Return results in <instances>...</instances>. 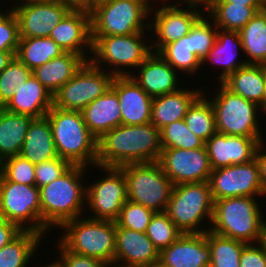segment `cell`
Masks as SVG:
<instances>
[{
	"label": "cell",
	"mask_w": 266,
	"mask_h": 267,
	"mask_svg": "<svg viewBox=\"0 0 266 267\" xmlns=\"http://www.w3.org/2000/svg\"><path fill=\"white\" fill-rule=\"evenodd\" d=\"M160 130L152 123L119 125L97 143L96 165L121 167L131 163L158 161L161 155Z\"/></svg>",
	"instance_id": "obj_1"
},
{
	"label": "cell",
	"mask_w": 266,
	"mask_h": 267,
	"mask_svg": "<svg viewBox=\"0 0 266 267\" xmlns=\"http://www.w3.org/2000/svg\"><path fill=\"white\" fill-rule=\"evenodd\" d=\"M86 170V166L72 165L56 180L39 188L41 220L49 230L85 215L87 185L82 178Z\"/></svg>",
	"instance_id": "obj_2"
},
{
	"label": "cell",
	"mask_w": 266,
	"mask_h": 267,
	"mask_svg": "<svg viewBox=\"0 0 266 267\" xmlns=\"http://www.w3.org/2000/svg\"><path fill=\"white\" fill-rule=\"evenodd\" d=\"M257 197H230L214 201L210 231L246 244L259 243L266 219Z\"/></svg>",
	"instance_id": "obj_3"
},
{
	"label": "cell",
	"mask_w": 266,
	"mask_h": 267,
	"mask_svg": "<svg viewBox=\"0 0 266 267\" xmlns=\"http://www.w3.org/2000/svg\"><path fill=\"white\" fill-rule=\"evenodd\" d=\"M46 117L58 157L68 160L72 165H96L98 140L87 128L82 112L52 106Z\"/></svg>",
	"instance_id": "obj_4"
},
{
	"label": "cell",
	"mask_w": 266,
	"mask_h": 267,
	"mask_svg": "<svg viewBox=\"0 0 266 267\" xmlns=\"http://www.w3.org/2000/svg\"><path fill=\"white\" fill-rule=\"evenodd\" d=\"M59 229L64 232L58 242L66 250L114 266L116 222L84 215L65 222Z\"/></svg>",
	"instance_id": "obj_5"
},
{
	"label": "cell",
	"mask_w": 266,
	"mask_h": 267,
	"mask_svg": "<svg viewBox=\"0 0 266 267\" xmlns=\"http://www.w3.org/2000/svg\"><path fill=\"white\" fill-rule=\"evenodd\" d=\"M145 35L147 34L91 36L92 54L90 61L103 70L105 65L106 67L109 66L107 70L114 77L130 76L132 72L129 68H132L134 72L152 53L151 43L148 44Z\"/></svg>",
	"instance_id": "obj_6"
},
{
	"label": "cell",
	"mask_w": 266,
	"mask_h": 267,
	"mask_svg": "<svg viewBox=\"0 0 266 267\" xmlns=\"http://www.w3.org/2000/svg\"><path fill=\"white\" fill-rule=\"evenodd\" d=\"M213 207L208 181L181 183L173 186L165 212L182 233H206L210 227L200 226L211 224Z\"/></svg>",
	"instance_id": "obj_7"
},
{
	"label": "cell",
	"mask_w": 266,
	"mask_h": 267,
	"mask_svg": "<svg viewBox=\"0 0 266 267\" xmlns=\"http://www.w3.org/2000/svg\"><path fill=\"white\" fill-rule=\"evenodd\" d=\"M152 2L153 0H109L96 5L90 13L91 36L147 33L145 30H149Z\"/></svg>",
	"instance_id": "obj_8"
},
{
	"label": "cell",
	"mask_w": 266,
	"mask_h": 267,
	"mask_svg": "<svg viewBox=\"0 0 266 267\" xmlns=\"http://www.w3.org/2000/svg\"><path fill=\"white\" fill-rule=\"evenodd\" d=\"M217 94L207 98L214 110L217 132L250 138H263L257 114L263 113L254 102L233 93L222 83H218ZM220 89V90H219Z\"/></svg>",
	"instance_id": "obj_9"
},
{
	"label": "cell",
	"mask_w": 266,
	"mask_h": 267,
	"mask_svg": "<svg viewBox=\"0 0 266 267\" xmlns=\"http://www.w3.org/2000/svg\"><path fill=\"white\" fill-rule=\"evenodd\" d=\"M126 179L127 199L154 212H165L173 183L155 162L131 163L121 166Z\"/></svg>",
	"instance_id": "obj_10"
},
{
	"label": "cell",
	"mask_w": 266,
	"mask_h": 267,
	"mask_svg": "<svg viewBox=\"0 0 266 267\" xmlns=\"http://www.w3.org/2000/svg\"><path fill=\"white\" fill-rule=\"evenodd\" d=\"M0 215L22 230L36 231L43 236L50 234L51 230L41 220L40 189L36 185L7 181L1 174Z\"/></svg>",
	"instance_id": "obj_11"
},
{
	"label": "cell",
	"mask_w": 266,
	"mask_h": 267,
	"mask_svg": "<svg viewBox=\"0 0 266 267\" xmlns=\"http://www.w3.org/2000/svg\"><path fill=\"white\" fill-rule=\"evenodd\" d=\"M113 78L107 70L86 61L74 77L53 94V106L81 112L111 88Z\"/></svg>",
	"instance_id": "obj_12"
},
{
	"label": "cell",
	"mask_w": 266,
	"mask_h": 267,
	"mask_svg": "<svg viewBox=\"0 0 266 267\" xmlns=\"http://www.w3.org/2000/svg\"><path fill=\"white\" fill-rule=\"evenodd\" d=\"M100 169L106 175L100 180H95L86 188V207L88 213L86 216L94 220L116 221L122 206L127 199L126 179L121 167H106L95 165L93 169Z\"/></svg>",
	"instance_id": "obj_13"
},
{
	"label": "cell",
	"mask_w": 266,
	"mask_h": 267,
	"mask_svg": "<svg viewBox=\"0 0 266 267\" xmlns=\"http://www.w3.org/2000/svg\"><path fill=\"white\" fill-rule=\"evenodd\" d=\"M208 182L213 201L230 197H265L255 159L213 169Z\"/></svg>",
	"instance_id": "obj_14"
},
{
	"label": "cell",
	"mask_w": 266,
	"mask_h": 267,
	"mask_svg": "<svg viewBox=\"0 0 266 267\" xmlns=\"http://www.w3.org/2000/svg\"><path fill=\"white\" fill-rule=\"evenodd\" d=\"M152 3L149 30L150 33L154 31L152 35L156 39L148 41L151 43L152 52L155 53H158L165 45L187 35L194 23L204 14L203 11L194 7L184 8L185 6H182V8L164 3L159 7L157 0Z\"/></svg>",
	"instance_id": "obj_15"
},
{
	"label": "cell",
	"mask_w": 266,
	"mask_h": 267,
	"mask_svg": "<svg viewBox=\"0 0 266 267\" xmlns=\"http://www.w3.org/2000/svg\"><path fill=\"white\" fill-rule=\"evenodd\" d=\"M158 163L173 185L209 181L213 170L206 147L162 149Z\"/></svg>",
	"instance_id": "obj_16"
},
{
	"label": "cell",
	"mask_w": 266,
	"mask_h": 267,
	"mask_svg": "<svg viewBox=\"0 0 266 267\" xmlns=\"http://www.w3.org/2000/svg\"><path fill=\"white\" fill-rule=\"evenodd\" d=\"M14 6V7H13ZM12 6L20 37H49L70 9L61 2L27 1Z\"/></svg>",
	"instance_id": "obj_17"
},
{
	"label": "cell",
	"mask_w": 266,
	"mask_h": 267,
	"mask_svg": "<svg viewBox=\"0 0 266 267\" xmlns=\"http://www.w3.org/2000/svg\"><path fill=\"white\" fill-rule=\"evenodd\" d=\"M264 138L233 136L216 132L205 142L212 169L234 164L248 163L255 159L259 145Z\"/></svg>",
	"instance_id": "obj_18"
},
{
	"label": "cell",
	"mask_w": 266,
	"mask_h": 267,
	"mask_svg": "<svg viewBox=\"0 0 266 267\" xmlns=\"http://www.w3.org/2000/svg\"><path fill=\"white\" fill-rule=\"evenodd\" d=\"M159 254L145 232L116 224L115 267H155L159 262Z\"/></svg>",
	"instance_id": "obj_19"
},
{
	"label": "cell",
	"mask_w": 266,
	"mask_h": 267,
	"mask_svg": "<svg viewBox=\"0 0 266 267\" xmlns=\"http://www.w3.org/2000/svg\"><path fill=\"white\" fill-rule=\"evenodd\" d=\"M155 267H210V247L206 233H183L160 251Z\"/></svg>",
	"instance_id": "obj_20"
},
{
	"label": "cell",
	"mask_w": 266,
	"mask_h": 267,
	"mask_svg": "<svg viewBox=\"0 0 266 267\" xmlns=\"http://www.w3.org/2000/svg\"><path fill=\"white\" fill-rule=\"evenodd\" d=\"M49 37L65 52L76 53L86 61H90V54H92L91 14L70 10L51 31Z\"/></svg>",
	"instance_id": "obj_21"
},
{
	"label": "cell",
	"mask_w": 266,
	"mask_h": 267,
	"mask_svg": "<svg viewBox=\"0 0 266 267\" xmlns=\"http://www.w3.org/2000/svg\"><path fill=\"white\" fill-rule=\"evenodd\" d=\"M136 70L130 77L152 98L181 89L179 73L159 53L152 52Z\"/></svg>",
	"instance_id": "obj_22"
},
{
	"label": "cell",
	"mask_w": 266,
	"mask_h": 267,
	"mask_svg": "<svg viewBox=\"0 0 266 267\" xmlns=\"http://www.w3.org/2000/svg\"><path fill=\"white\" fill-rule=\"evenodd\" d=\"M111 88L119 99L122 125H145L151 123L150 97L130 76H116Z\"/></svg>",
	"instance_id": "obj_23"
},
{
	"label": "cell",
	"mask_w": 266,
	"mask_h": 267,
	"mask_svg": "<svg viewBox=\"0 0 266 267\" xmlns=\"http://www.w3.org/2000/svg\"><path fill=\"white\" fill-rule=\"evenodd\" d=\"M53 106V95L33 76L14 90L3 109L33 119L45 117Z\"/></svg>",
	"instance_id": "obj_24"
},
{
	"label": "cell",
	"mask_w": 266,
	"mask_h": 267,
	"mask_svg": "<svg viewBox=\"0 0 266 267\" xmlns=\"http://www.w3.org/2000/svg\"><path fill=\"white\" fill-rule=\"evenodd\" d=\"M238 52H244L239 31L222 30L218 28L214 46L203 59L202 66L205 65L207 61H210L213 66L214 64H216L217 67L220 66L222 70L219 71L216 80L221 83L237 69L248 64L246 59L243 61L237 58L239 57Z\"/></svg>",
	"instance_id": "obj_25"
},
{
	"label": "cell",
	"mask_w": 266,
	"mask_h": 267,
	"mask_svg": "<svg viewBox=\"0 0 266 267\" xmlns=\"http://www.w3.org/2000/svg\"><path fill=\"white\" fill-rule=\"evenodd\" d=\"M81 112L87 128L97 140L122 124L119 99L112 88L92 101Z\"/></svg>",
	"instance_id": "obj_26"
},
{
	"label": "cell",
	"mask_w": 266,
	"mask_h": 267,
	"mask_svg": "<svg viewBox=\"0 0 266 267\" xmlns=\"http://www.w3.org/2000/svg\"><path fill=\"white\" fill-rule=\"evenodd\" d=\"M202 92V89L184 87L174 93L153 98L151 123L161 130L172 122L184 119L188 108Z\"/></svg>",
	"instance_id": "obj_27"
},
{
	"label": "cell",
	"mask_w": 266,
	"mask_h": 267,
	"mask_svg": "<svg viewBox=\"0 0 266 267\" xmlns=\"http://www.w3.org/2000/svg\"><path fill=\"white\" fill-rule=\"evenodd\" d=\"M86 60L73 52H64L32 71V75L53 95L74 77Z\"/></svg>",
	"instance_id": "obj_28"
},
{
	"label": "cell",
	"mask_w": 266,
	"mask_h": 267,
	"mask_svg": "<svg viewBox=\"0 0 266 267\" xmlns=\"http://www.w3.org/2000/svg\"><path fill=\"white\" fill-rule=\"evenodd\" d=\"M266 65L247 64L221 83L230 91L259 105L264 112Z\"/></svg>",
	"instance_id": "obj_29"
},
{
	"label": "cell",
	"mask_w": 266,
	"mask_h": 267,
	"mask_svg": "<svg viewBox=\"0 0 266 267\" xmlns=\"http://www.w3.org/2000/svg\"><path fill=\"white\" fill-rule=\"evenodd\" d=\"M20 155L34 165L58 157L48 118L33 119Z\"/></svg>",
	"instance_id": "obj_30"
},
{
	"label": "cell",
	"mask_w": 266,
	"mask_h": 267,
	"mask_svg": "<svg viewBox=\"0 0 266 267\" xmlns=\"http://www.w3.org/2000/svg\"><path fill=\"white\" fill-rule=\"evenodd\" d=\"M32 120V117L0 108V162L7 157L20 155Z\"/></svg>",
	"instance_id": "obj_31"
},
{
	"label": "cell",
	"mask_w": 266,
	"mask_h": 267,
	"mask_svg": "<svg viewBox=\"0 0 266 267\" xmlns=\"http://www.w3.org/2000/svg\"><path fill=\"white\" fill-rule=\"evenodd\" d=\"M266 6H245L229 2H212L205 13L222 30L240 31L257 12Z\"/></svg>",
	"instance_id": "obj_32"
},
{
	"label": "cell",
	"mask_w": 266,
	"mask_h": 267,
	"mask_svg": "<svg viewBox=\"0 0 266 267\" xmlns=\"http://www.w3.org/2000/svg\"><path fill=\"white\" fill-rule=\"evenodd\" d=\"M45 236L32 230H23L10 243L0 249V267H27L31 257L39 250ZM38 249V250H37Z\"/></svg>",
	"instance_id": "obj_33"
},
{
	"label": "cell",
	"mask_w": 266,
	"mask_h": 267,
	"mask_svg": "<svg viewBox=\"0 0 266 267\" xmlns=\"http://www.w3.org/2000/svg\"><path fill=\"white\" fill-rule=\"evenodd\" d=\"M248 64L266 65V7L239 31Z\"/></svg>",
	"instance_id": "obj_34"
},
{
	"label": "cell",
	"mask_w": 266,
	"mask_h": 267,
	"mask_svg": "<svg viewBox=\"0 0 266 267\" xmlns=\"http://www.w3.org/2000/svg\"><path fill=\"white\" fill-rule=\"evenodd\" d=\"M64 52L50 37H20L15 57L33 71Z\"/></svg>",
	"instance_id": "obj_35"
},
{
	"label": "cell",
	"mask_w": 266,
	"mask_h": 267,
	"mask_svg": "<svg viewBox=\"0 0 266 267\" xmlns=\"http://www.w3.org/2000/svg\"><path fill=\"white\" fill-rule=\"evenodd\" d=\"M202 94L188 108L185 115V124L188 129L205 142L216 132L215 113L208 96Z\"/></svg>",
	"instance_id": "obj_36"
},
{
	"label": "cell",
	"mask_w": 266,
	"mask_h": 267,
	"mask_svg": "<svg viewBox=\"0 0 266 267\" xmlns=\"http://www.w3.org/2000/svg\"><path fill=\"white\" fill-rule=\"evenodd\" d=\"M210 247V267H240L239 261L246 243L207 231Z\"/></svg>",
	"instance_id": "obj_37"
},
{
	"label": "cell",
	"mask_w": 266,
	"mask_h": 267,
	"mask_svg": "<svg viewBox=\"0 0 266 267\" xmlns=\"http://www.w3.org/2000/svg\"><path fill=\"white\" fill-rule=\"evenodd\" d=\"M158 53L178 73L184 72L194 76L202 67V62L190 51L189 33L179 40L165 45Z\"/></svg>",
	"instance_id": "obj_38"
},
{
	"label": "cell",
	"mask_w": 266,
	"mask_h": 267,
	"mask_svg": "<svg viewBox=\"0 0 266 267\" xmlns=\"http://www.w3.org/2000/svg\"><path fill=\"white\" fill-rule=\"evenodd\" d=\"M162 149H196L205 147V141L192 133L181 119L160 130Z\"/></svg>",
	"instance_id": "obj_39"
},
{
	"label": "cell",
	"mask_w": 266,
	"mask_h": 267,
	"mask_svg": "<svg viewBox=\"0 0 266 267\" xmlns=\"http://www.w3.org/2000/svg\"><path fill=\"white\" fill-rule=\"evenodd\" d=\"M207 18V19H206ZM204 13L189 31L190 51L202 62L217 38L215 23Z\"/></svg>",
	"instance_id": "obj_40"
},
{
	"label": "cell",
	"mask_w": 266,
	"mask_h": 267,
	"mask_svg": "<svg viewBox=\"0 0 266 267\" xmlns=\"http://www.w3.org/2000/svg\"><path fill=\"white\" fill-rule=\"evenodd\" d=\"M145 233L159 252L183 234L166 212H155Z\"/></svg>",
	"instance_id": "obj_41"
},
{
	"label": "cell",
	"mask_w": 266,
	"mask_h": 267,
	"mask_svg": "<svg viewBox=\"0 0 266 267\" xmlns=\"http://www.w3.org/2000/svg\"><path fill=\"white\" fill-rule=\"evenodd\" d=\"M32 70L16 57L0 73V108H3L13 97L17 86L31 77Z\"/></svg>",
	"instance_id": "obj_42"
},
{
	"label": "cell",
	"mask_w": 266,
	"mask_h": 267,
	"mask_svg": "<svg viewBox=\"0 0 266 267\" xmlns=\"http://www.w3.org/2000/svg\"><path fill=\"white\" fill-rule=\"evenodd\" d=\"M0 174L7 181L35 185V165L21 155L3 159L0 162Z\"/></svg>",
	"instance_id": "obj_43"
},
{
	"label": "cell",
	"mask_w": 266,
	"mask_h": 267,
	"mask_svg": "<svg viewBox=\"0 0 266 267\" xmlns=\"http://www.w3.org/2000/svg\"><path fill=\"white\" fill-rule=\"evenodd\" d=\"M155 212L141 204L127 200L121 208L115 221L119 227L132 229L138 232H146L151 218Z\"/></svg>",
	"instance_id": "obj_44"
},
{
	"label": "cell",
	"mask_w": 266,
	"mask_h": 267,
	"mask_svg": "<svg viewBox=\"0 0 266 267\" xmlns=\"http://www.w3.org/2000/svg\"><path fill=\"white\" fill-rule=\"evenodd\" d=\"M20 41L18 20L14 11L0 9V51L15 52Z\"/></svg>",
	"instance_id": "obj_45"
},
{
	"label": "cell",
	"mask_w": 266,
	"mask_h": 267,
	"mask_svg": "<svg viewBox=\"0 0 266 267\" xmlns=\"http://www.w3.org/2000/svg\"><path fill=\"white\" fill-rule=\"evenodd\" d=\"M71 166L72 164L68 160L60 157L35 165V185L40 188L53 182Z\"/></svg>",
	"instance_id": "obj_46"
},
{
	"label": "cell",
	"mask_w": 266,
	"mask_h": 267,
	"mask_svg": "<svg viewBox=\"0 0 266 267\" xmlns=\"http://www.w3.org/2000/svg\"><path fill=\"white\" fill-rule=\"evenodd\" d=\"M57 249L60 253L59 258L49 263L52 267H111L112 265L104 263L98 259L76 254L66 250L58 241ZM58 259V260H57Z\"/></svg>",
	"instance_id": "obj_47"
},
{
	"label": "cell",
	"mask_w": 266,
	"mask_h": 267,
	"mask_svg": "<svg viewBox=\"0 0 266 267\" xmlns=\"http://www.w3.org/2000/svg\"><path fill=\"white\" fill-rule=\"evenodd\" d=\"M240 267H266V250L261 244H246L240 256Z\"/></svg>",
	"instance_id": "obj_48"
},
{
	"label": "cell",
	"mask_w": 266,
	"mask_h": 267,
	"mask_svg": "<svg viewBox=\"0 0 266 267\" xmlns=\"http://www.w3.org/2000/svg\"><path fill=\"white\" fill-rule=\"evenodd\" d=\"M23 230L0 215V249L15 239Z\"/></svg>",
	"instance_id": "obj_49"
},
{
	"label": "cell",
	"mask_w": 266,
	"mask_h": 267,
	"mask_svg": "<svg viewBox=\"0 0 266 267\" xmlns=\"http://www.w3.org/2000/svg\"><path fill=\"white\" fill-rule=\"evenodd\" d=\"M265 142H262L255 154V160L259 167L260 178L264 192L266 193V148Z\"/></svg>",
	"instance_id": "obj_50"
},
{
	"label": "cell",
	"mask_w": 266,
	"mask_h": 267,
	"mask_svg": "<svg viewBox=\"0 0 266 267\" xmlns=\"http://www.w3.org/2000/svg\"><path fill=\"white\" fill-rule=\"evenodd\" d=\"M161 1L164 3V4H168V5H172V6H182L183 3H185L184 5L186 6L188 4V7H194V8H201V11H203V13H206L212 3L213 0H179L177 2H175V0L173 1H169V0H158V2H160L159 5H161ZM183 1V2H182ZM169 2V3H168ZM170 2H174L173 4L170 3ZM182 2V3H181ZM201 5V6H200ZM203 8V9H202Z\"/></svg>",
	"instance_id": "obj_51"
},
{
	"label": "cell",
	"mask_w": 266,
	"mask_h": 267,
	"mask_svg": "<svg viewBox=\"0 0 266 267\" xmlns=\"http://www.w3.org/2000/svg\"><path fill=\"white\" fill-rule=\"evenodd\" d=\"M72 11L92 12V0H59Z\"/></svg>",
	"instance_id": "obj_52"
},
{
	"label": "cell",
	"mask_w": 266,
	"mask_h": 267,
	"mask_svg": "<svg viewBox=\"0 0 266 267\" xmlns=\"http://www.w3.org/2000/svg\"><path fill=\"white\" fill-rule=\"evenodd\" d=\"M212 2H229L245 6H266L263 0H213Z\"/></svg>",
	"instance_id": "obj_53"
},
{
	"label": "cell",
	"mask_w": 266,
	"mask_h": 267,
	"mask_svg": "<svg viewBox=\"0 0 266 267\" xmlns=\"http://www.w3.org/2000/svg\"><path fill=\"white\" fill-rule=\"evenodd\" d=\"M15 57V52L0 51V73L8 66Z\"/></svg>",
	"instance_id": "obj_54"
},
{
	"label": "cell",
	"mask_w": 266,
	"mask_h": 267,
	"mask_svg": "<svg viewBox=\"0 0 266 267\" xmlns=\"http://www.w3.org/2000/svg\"><path fill=\"white\" fill-rule=\"evenodd\" d=\"M106 1H109V0H92V10L96 5L106 2Z\"/></svg>",
	"instance_id": "obj_55"
},
{
	"label": "cell",
	"mask_w": 266,
	"mask_h": 267,
	"mask_svg": "<svg viewBox=\"0 0 266 267\" xmlns=\"http://www.w3.org/2000/svg\"><path fill=\"white\" fill-rule=\"evenodd\" d=\"M264 114L266 115V80H265V90H264Z\"/></svg>",
	"instance_id": "obj_56"
},
{
	"label": "cell",
	"mask_w": 266,
	"mask_h": 267,
	"mask_svg": "<svg viewBox=\"0 0 266 267\" xmlns=\"http://www.w3.org/2000/svg\"><path fill=\"white\" fill-rule=\"evenodd\" d=\"M260 242L266 250V231H265L264 236L262 237Z\"/></svg>",
	"instance_id": "obj_57"
},
{
	"label": "cell",
	"mask_w": 266,
	"mask_h": 267,
	"mask_svg": "<svg viewBox=\"0 0 266 267\" xmlns=\"http://www.w3.org/2000/svg\"><path fill=\"white\" fill-rule=\"evenodd\" d=\"M35 1L59 2V0H35Z\"/></svg>",
	"instance_id": "obj_58"
},
{
	"label": "cell",
	"mask_w": 266,
	"mask_h": 267,
	"mask_svg": "<svg viewBox=\"0 0 266 267\" xmlns=\"http://www.w3.org/2000/svg\"><path fill=\"white\" fill-rule=\"evenodd\" d=\"M20 1H21V2H20ZM20 1H18V3L27 2V1H32V0H20ZM33 1H35V0H33Z\"/></svg>",
	"instance_id": "obj_59"
},
{
	"label": "cell",
	"mask_w": 266,
	"mask_h": 267,
	"mask_svg": "<svg viewBox=\"0 0 266 267\" xmlns=\"http://www.w3.org/2000/svg\"><path fill=\"white\" fill-rule=\"evenodd\" d=\"M40 267V266H39ZM42 267V266H41ZM43 267H52L50 264H47V266H46V264L43 266Z\"/></svg>",
	"instance_id": "obj_60"
}]
</instances>
